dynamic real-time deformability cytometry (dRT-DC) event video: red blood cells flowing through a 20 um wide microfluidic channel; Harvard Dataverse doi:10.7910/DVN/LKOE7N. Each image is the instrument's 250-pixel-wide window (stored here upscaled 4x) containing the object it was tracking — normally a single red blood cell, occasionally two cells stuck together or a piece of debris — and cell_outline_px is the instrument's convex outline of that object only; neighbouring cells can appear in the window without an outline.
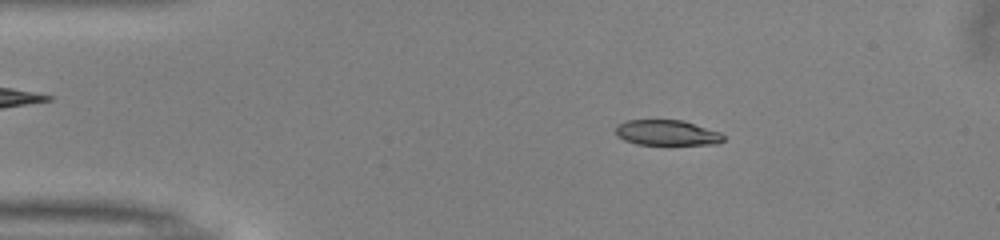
{"species": "common noctule bat (a hibernating species)", "species_latin": "Nyctalus noctula", "temperature_condition": "warm", "stored_images_in_passage": 50, "camera_frame_rate_fps": 3000, "um_per_image_px": 0.085, "animal": {"sex": "male", "body_mass_g": 13.0, "forearm_length_mm": 53.1}, "frame": {"image": 1, "passage_image": 8, "time_ms": 2.333, "image_size_px": [1000, 240], "cell_outline_px": [[724, 140], [716, 144], [668, 148], [636, 144], [624, 140], [616, 136], [616, 124], [628, 120], [684, 120], [720, 132], [724, 136]], "centroid_in_image_um": [56.71, 11.35], "position_along_channel_um": 28.3, "area_um2": 17.11}}
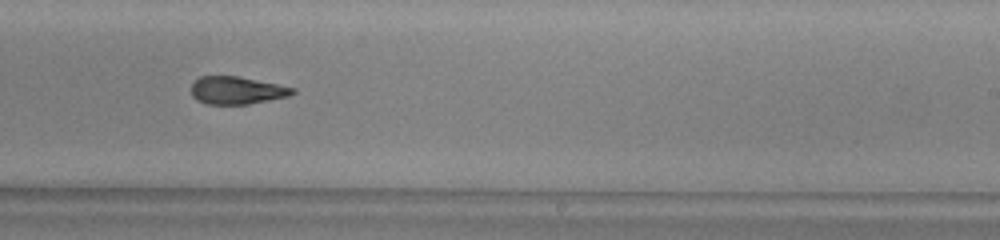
{"frame": {"image": 2, "passage_image": 30, "time_ms": 9.667, "image_size_px": [1000, 240], "cell_outline_px": [[296, 92], [288, 96], [248, 104], [208, 104], [196, 100], [192, 96], [192, 84], [200, 76], [240, 76], [296, 88]], "centroid_in_image_um": [20.13, 7.67], "position_along_channel_um": 268.9, "area_um2": 16.3}}
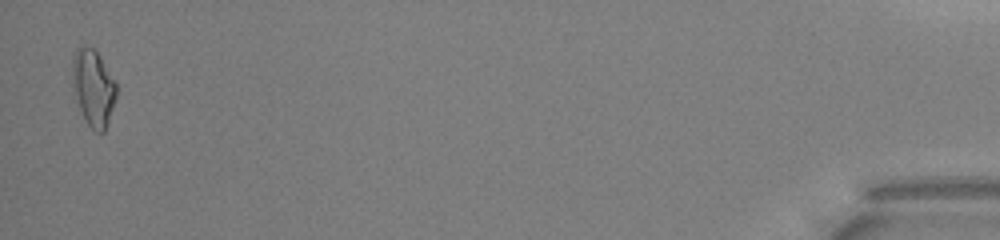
{"frame": {"image": 3, "passage_image": 49, "time_ms": 16.0, "image_size_px": [1000, 240], "cell_outline_px": [[116, 100], [104, 132], [96, 132], [88, 124], [80, 108], [72, 88], [72, 56], [76, 48], [96, 48], [116, 84]], "centroid_in_image_um": [7.92, 7.44], "position_along_channel_um": 427.3, "area_um2": 19.48}, "authors_computed_cell_mechanics": {"area_um2": 17.3978, "velocity_mm_per_s": 4.0389, "shape_relaxation_time_tau1_ms": 4.9271, "shape_relaxation_time_tau2_ms": 2.6884, "deformation_change_tau1": 0.1505, "deformation_change_tau2": 0.1107}}